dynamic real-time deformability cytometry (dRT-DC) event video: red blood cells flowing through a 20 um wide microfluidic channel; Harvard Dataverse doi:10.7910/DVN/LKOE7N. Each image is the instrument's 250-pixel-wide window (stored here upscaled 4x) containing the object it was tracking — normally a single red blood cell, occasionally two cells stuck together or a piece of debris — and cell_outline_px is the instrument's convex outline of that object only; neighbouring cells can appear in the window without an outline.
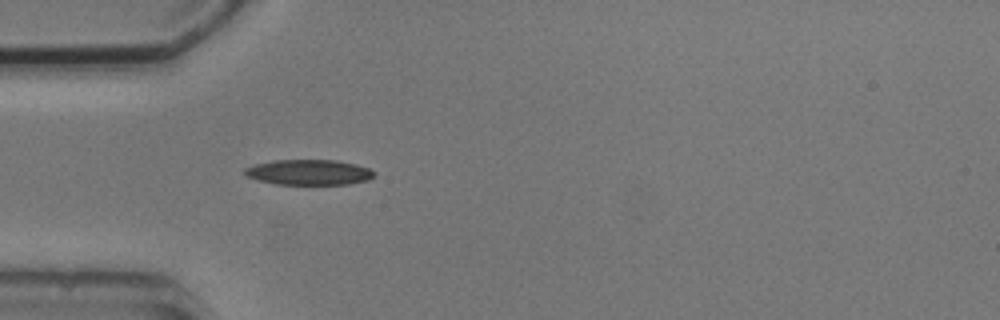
{"species": "common noctule bat (a hibernating species)", "species_latin": "Nyctalus noctula", "temperature_condition": "cold", "stored_images_in_passage": 4, "camera_frame_rate_fps": 3000, "um_per_image_px": 0.085, "animal": {"sex": "male", "body_mass_g": 20.5, "forearm_length_mm": 52.5}, "frame": {"image": 1, "passage_image": 4, "time_ms": 3.333, "image_size_px": [1000, 320], "cell_outline_px": [[376, 176], [368, 180], [348, 184], [276, 184], [244, 176], [244, 168], [256, 164], [272, 160], [336, 160], [356, 164], [368, 168], [376, 172]], "centroid_in_image_um": [26.27, 14.64], "position_along_channel_um": 58.7, "area_um2": 19.19}}